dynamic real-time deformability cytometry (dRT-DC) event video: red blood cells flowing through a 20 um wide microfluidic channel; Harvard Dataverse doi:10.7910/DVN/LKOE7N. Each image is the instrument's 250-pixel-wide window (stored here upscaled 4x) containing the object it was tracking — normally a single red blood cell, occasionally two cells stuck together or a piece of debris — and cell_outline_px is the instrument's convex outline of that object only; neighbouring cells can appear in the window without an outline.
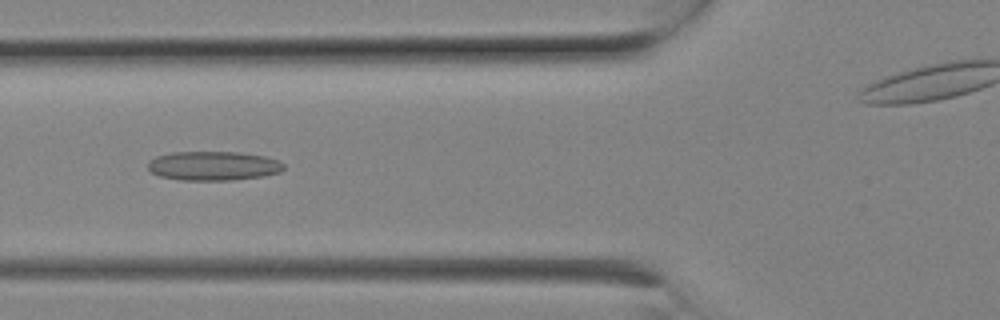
{"species": "Egyptian fruit bat (a non-hibernating species)", "species_latin": "Rousettus aegyptiacus", "temperature_condition": "room temperature", "stored_images_in_passage": 9, "camera_frame_rate_fps": 3000, "um_per_image_px": 0.085, "animal": {"sex": "female"}, "frame": {"image": 1, "passage_image": 7, "time_ms": 2.0, "image_size_px": [1000, 320], "cell_outline_px": [[284, 168], [280, 172], [264, 176], [232, 180], [180, 180], [160, 176], [152, 172], [148, 168], [148, 160], [156, 156], [172, 152], [240, 152], [264, 156], [276, 160], [284, 164]], "centroid_in_image_um": [18.12, 14.09], "position_along_channel_um": 107.7, "area_um2": 23.12}}
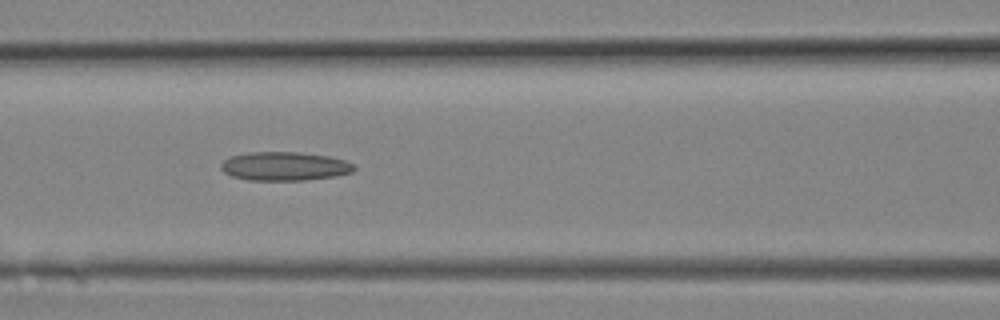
{"frame": {"image": 2, "passage_image": 8, "time_ms": 2.333, "image_size_px": [1000, 320], "cell_outline_px": [[356, 168], [352, 172], [336, 176], [304, 180], [248, 180], [232, 176], [224, 172], [220, 168], [220, 164], [224, 160], [232, 156], [248, 152], [296, 152], [328, 156], [344, 160], [356, 164]], "centroid_in_image_um": [24.2, 14.13], "position_along_channel_um": 142.4, "area_um2": 22.31}}
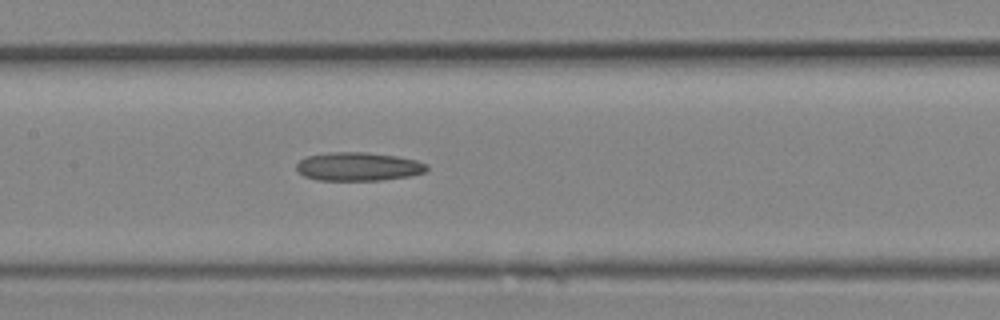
{"frame": {"image": 3, "passage_image": 9, "time_ms": 2.667, "image_size_px": [1000, 320], "cell_outline_px": [[428, 168], [424, 172], [408, 176], [380, 180], [320, 180], [304, 176], [296, 168], [296, 164], [300, 160], [308, 156], [328, 152], [368, 152], [396, 156], [416, 160], [428, 164]], "centroid_in_image_um": [30.46, 14.15], "position_along_channel_um": 176.9, "area_um2": 21.56}}